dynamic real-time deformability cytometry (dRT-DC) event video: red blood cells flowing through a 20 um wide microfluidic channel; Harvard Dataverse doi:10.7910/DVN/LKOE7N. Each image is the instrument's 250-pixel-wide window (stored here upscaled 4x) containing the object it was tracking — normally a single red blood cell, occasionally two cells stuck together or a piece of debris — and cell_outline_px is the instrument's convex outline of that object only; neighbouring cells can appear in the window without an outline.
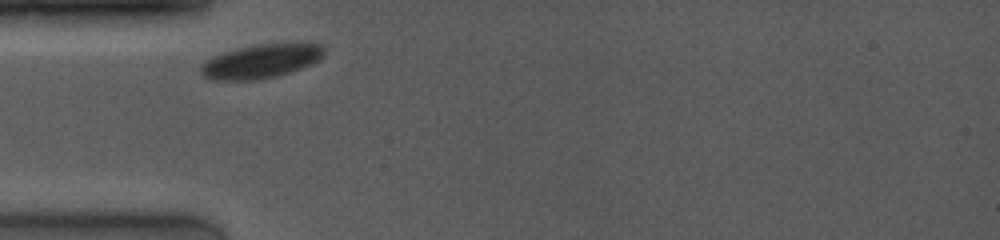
{"species": "common noctule bat (a hibernating species)", "species_latin": "Nyctalus noctula", "temperature_condition": "room temperature", "stored_images_in_passage": 9, "camera_frame_rate_fps": 4000, "um_per_image_px": 0.085, "animal": {"sex": "female", "body_mass_g": 19.0, "forearm_length_mm": 53.3}, "frame": {"image": 1, "passage_image": 1, "time_ms": 0.0, "image_size_px": [1000, 240], "cell_outline_px": [[324, 56], [300, 68], [276, 76], [256, 80], [208, 80], [200, 72], [200, 64], [204, 60], [212, 56], [224, 52], [256, 44], [324, 44]], "centroid_in_image_um": [22.1, 5.22], "position_along_channel_um": 62.9, "area_um2": 24.1}}
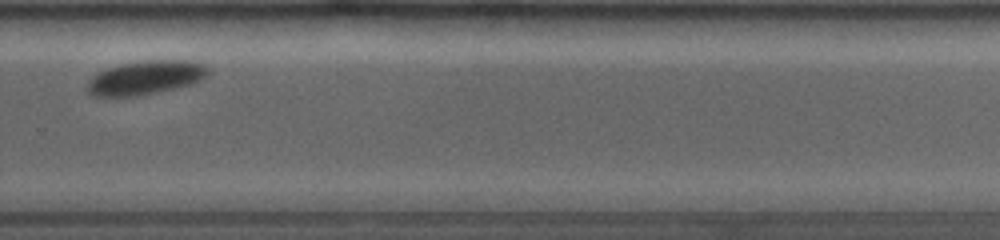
{"frame": {"image": 2, "passage_image": 7, "time_ms": 7.0, "image_size_px": [1000, 240], "cell_outline_px": [[212, 68], [208, 76], [192, 84], [156, 92], [136, 96], [96, 96], [88, 92], [88, 80], [92, 76], [108, 68], [120, 64], [144, 60], [196, 60], [208, 64]], "centroid_in_image_um": [12.48, 6.57], "position_along_channel_um": 317.3, "area_um2": 24.1}}
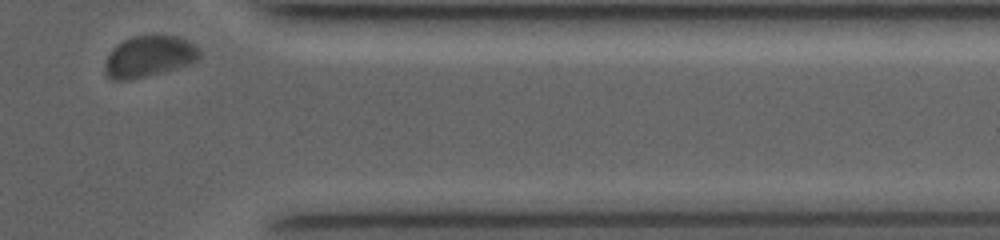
{"frame": {"image": 3, "passage_image": 9, "time_ms": 9.25, "image_size_px": [1000, 240], "cell_outline_px": [[200, 60], [192, 64], [128, 80], [112, 80], [108, 76], [104, 68], [104, 64], [112, 48], [116, 44], [132, 36], [176, 36], [192, 44], [200, 52]], "centroid_in_image_um": [12.65, 4.8], "position_along_channel_um": 398.8, "area_um2": 22.43}}